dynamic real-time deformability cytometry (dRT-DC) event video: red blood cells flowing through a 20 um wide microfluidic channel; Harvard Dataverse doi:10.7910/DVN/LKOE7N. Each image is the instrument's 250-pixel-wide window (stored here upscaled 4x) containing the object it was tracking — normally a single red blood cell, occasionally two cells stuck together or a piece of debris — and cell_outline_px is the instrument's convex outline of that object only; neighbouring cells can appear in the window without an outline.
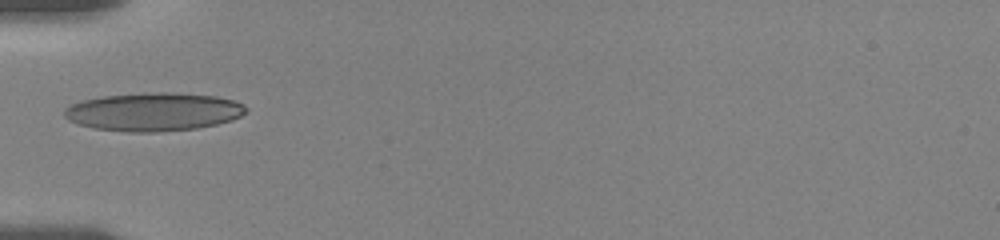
{"species": "human", "species_latin": "Homo sapiens", "temperature_condition": "room temperature", "stored_images_in_passage": 15, "camera_frame_rate_fps": 3000, "um_per_image_px": 0.085, "donor": {"sex": "female"}, "frame": {"image": 1, "passage_image": 1, "time_ms": 0.0, "image_size_px": [1000, 240], "cell_outline_px": [[248, 108], [240, 116], [232, 120], [216, 124], [196, 128], [156, 132], [128, 132], [92, 128], [76, 124], [68, 120], [64, 116], [64, 108], [72, 104], [84, 100], [104, 96], [160, 92], [168, 92], [216, 96], [232, 100], [244, 104]], "centroid_in_image_um": [13.03, 9.51], "position_along_channel_um": 72.0, "area_um2": 40.4}}
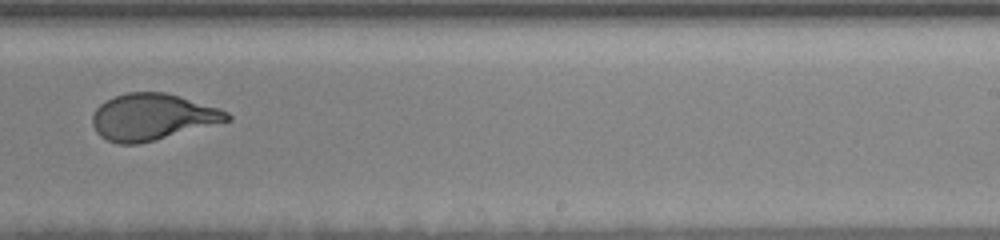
{"frame": {"image": 2, "passage_image": 6, "time_ms": 5.667, "image_size_px": [1000, 240], "cell_outline_px": [[232, 120], [136, 144], [116, 144], [100, 136], [96, 132], [92, 124], [92, 116], [96, 108], [100, 104], [116, 96], [128, 92], [164, 92], [180, 96], [220, 108], [228, 112], [232, 116]], "centroid_in_image_um": [12.95, 9.93], "position_along_channel_um": 276.0, "area_um2": 36.18}}
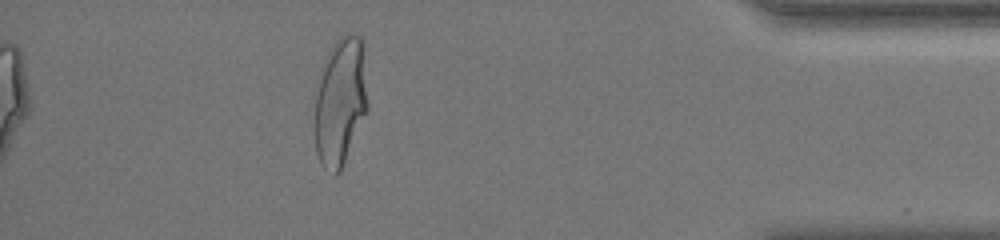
{"frame": {"image": 3, "passage_image": 12, "time_ms": 10.333, "image_size_px": [1000, 240], "cell_outline_px": [[368, 108], [340, 172], [336, 176], [332, 176], [320, 164], [316, 152], [316, 96], [320, 68], [332, 44], [344, 32], [352, 32], [360, 36], [364, 40], [368, 104]], "centroid_in_image_um": [28.95, 8.56], "position_along_channel_um": 406.2, "area_um2": 40.23}, "authors_computed_cell_mechanics": {"area_um2": 38.8416, "velocity_mm_per_s": 3.596, "shape_relaxation_time_tau1_ms": 2.9195, "shape_relaxation_time_tau2_ms": null, "deformation_change_tau1": 0.1549, "deformation_change_tau2": null}}